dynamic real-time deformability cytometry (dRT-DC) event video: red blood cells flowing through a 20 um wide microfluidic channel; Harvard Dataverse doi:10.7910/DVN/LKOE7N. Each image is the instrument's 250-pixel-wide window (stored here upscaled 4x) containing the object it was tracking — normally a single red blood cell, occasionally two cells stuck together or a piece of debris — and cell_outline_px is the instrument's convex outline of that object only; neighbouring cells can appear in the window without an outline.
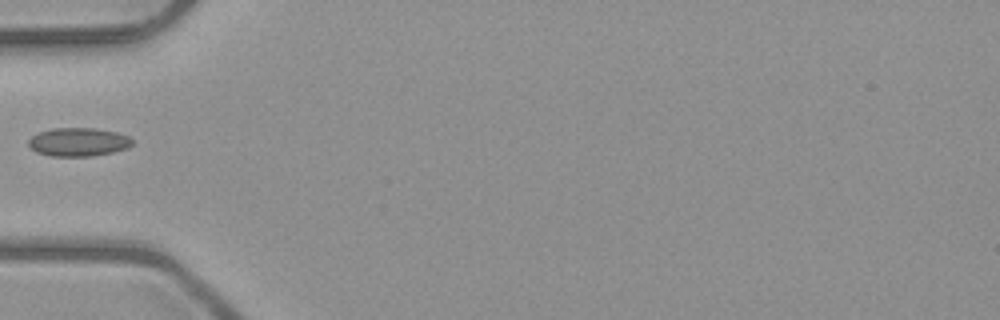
{"species": "common noctule bat (a hibernating species)", "species_latin": "Nyctalus noctula", "temperature_condition": "room temperature", "stored_images_in_passage": 18, "camera_frame_rate_fps": 3000, "um_per_image_px": 0.085, "animal": {"sex": "male", "body_mass_g": 23.1, "forearm_length_mm": 52.7}, "frame": {"image": 1, "passage_image": 1, "time_ms": 0.0, "image_size_px": [1000, 320], "cell_outline_px": [[132, 144], [128, 148], [112, 152], [92, 156], [52, 156], [36, 152], [28, 144], [28, 140], [32, 136], [40, 132], [52, 128], [96, 128], [116, 132], [128, 136], [132, 140]], "centroid_in_image_um": [6.66, 12.07], "position_along_channel_um": 78.3, "area_um2": 17.17}}
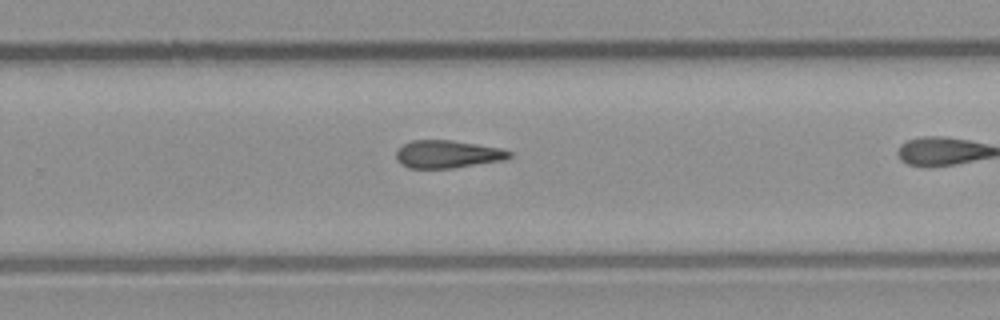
{"frame": {"image": 2, "passage_image": 11, "time_ms": 3.333, "image_size_px": [1000, 320], "cell_outline_px": [[512, 156], [504, 160], [452, 168], [408, 168], [400, 164], [396, 160], [396, 152], [404, 144], [412, 140], [452, 140], [500, 148], [512, 152]], "centroid_in_image_um": [38.03, 13.11], "position_along_channel_um": 291.8, "area_um2": 18.26}}
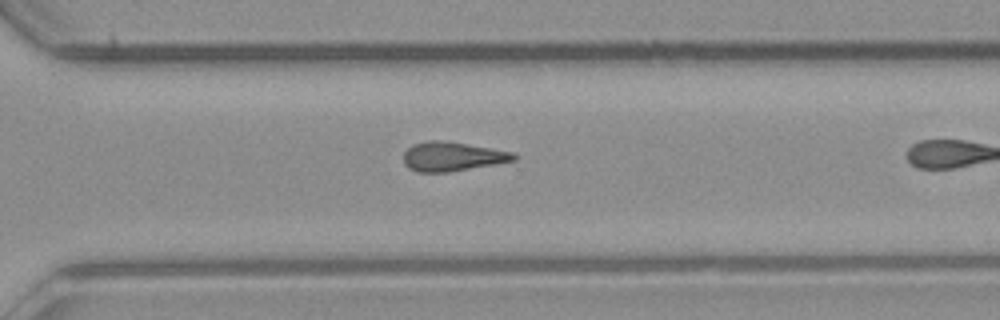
{"frame": {"image": 3, "passage_image": 14, "time_ms": 4.333, "image_size_px": [1000, 320], "cell_outline_px": [[516, 160], [448, 172], [416, 172], [408, 168], [404, 164], [404, 152], [412, 144], [428, 140], [444, 140], [512, 152], [516, 156]], "centroid_in_image_um": [38.38, 13.3], "position_along_channel_um": 332.2, "area_um2": 18.61}}